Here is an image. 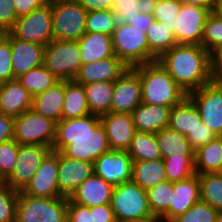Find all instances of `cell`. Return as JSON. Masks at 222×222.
<instances>
[{
	"label": "cell",
	"instance_id": "1",
	"mask_svg": "<svg viewBox=\"0 0 222 222\" xmlns=\"http://www.w3.org/2000/svg\"><path fill=\"white\" fill-rule=\"evenodd\" d=\"M52 150L61 151L72 159L93 163L111 149L100 117L89 114L57 122Z\"/></svg>",
	"mask_w": 222,
	"mask_h": 222
},
{
	"label": "cell",
	"instance_id": "2",
	"mask_svg": "<svg viewBox=\"0 0 222 222\" xmlns=\"http://www.w3.org/2000/svg\"><path fill=\"white\" fill-rule=\"evenodd\" d=\"M157 62L187 95L215 79L210 53L201 45L177 44L164 52Z\"/></svg>",
	"mask_w": 222,
	"mask_h": 222
},
{
	"label": "cell",
	"instance_id": "3",
	"mask_svg": "<svg viewBox=\"0 0 222 222\" xmlns=\"http://www.w3.org/2000/svg\"><path fill=\"white\" fill-rule=\"evenodd\" d=\"M132 69L140 78L144 104L172 108L188 96L157 61L138 65Z\"/></svg>",
	"mask_w": 222,
	"mask_h": 222
},
{
	"label": "cell",
	"instance_id": "4",
	"mask_svg": "<svg viewBox=\"0 0 222 222\" xmlns=\"http://www.w3.org/2000/svg\"><path fill=\"white\" fill-rule=\"evenodd\" d=\"M111 37L114 55L128 68L157 61L149 50L146 33L141 29L118 22Z\"/></svg>",
	"mask_w": 222,
	"mask_h": 222
},
{
	"label": "cell",
	"instance_id": "5",
	"mask_svg": "<svg viewBox=\"0 0 222 222\" xmlns=\"http://www.w3.org/2000/svg\"><path fill=\"white\" fill-rule=\"evenodd\" d=\"M68 197L44 198L19 191L16 222H67Z\"/></svg>",
	"mask_w": 222,
	"mask_h": 222
},
{
	"label": "cell",
	"instance_id": "6",
	"mask_svg": "<svg viewBox=\"0 0 222 222\" xmlns=\"http://www.w3.org/2000/svg\"><path fill=\"white\" fill-rule=\"evenodd\" d=\"M53 40H79L86 33L87 11L76 0H49Z\"/></svg>",
	"mask_w": 222,
	"mask_h": 222
},
{
	"label": "cell",
	"instance_id": "7",
	"mask_svg": "<svg viewBox=\"0 0 222 222\" xmlns=\"http://www.w3.org/2000/svg\"><path fill=\"white\" fill-rule=\"evenodd\" d=\"M43 65L58 80H74L82 66L78 41H51L45 46Z\"/></svg>",
	"mask_w": 222,
	"mask_h": 222
},
{
	"label": "cell",
	"instance_id": "8",
	"mask_svg": "<svg viewBox=\"0 0 222 222\" xmlns=\"http://www.w3.org/2000/svg\"><path fill=\"white\" fill-rule=\"evenodd\" d=\"M110 205L117 222L154 217L146 191L133 181L114 186Z\"/></svg>",
	"mask_w": 222,
	"mask_h": 222
},
{
	"label": "cell",
	"instance_id": "9",
	"mask_svg": "<svg viewBox=\"0 0 222 222\" xmlns=\"http://www.w3.org/2000/svg\"><path fill=\"white\" fill-rule=\"evenodd\" d=\"M56 125L55 121L29 109L15 117L13 139L19 145H46L52 148Z\"/></svg>",
	"mask_w": 222,
	"mask_h": 222
},
{
	"label": "cell",
	"instance_id": "10",
	"mask_svg": "<svg viewBox=\"0 0 222 222\" xmlns=\"http://www.w3.org/2000/svg\"><path fill=\"white\" fill-rule=\"evenodd\" d=\"M8 32L20 40L47 46L53 41L51 2L19 17Z\"/></svg>",
	"mask_w": 222,
	"mask_h": 222
},
{
	"label": "cell",
	"instance_id": "11",
	"mask_svg": "<svg viewBox=\"0 0 222 222\" xmlns=\"http://www.w3.org/2000/svg\"><path fill=\"white\" fill-rule=\"evenodd\" d=\"M188 97L199 110L202 122L216 136H222V86L214 79Z\"/></svg>",
	"mask_w": 222,
	"mask_h": 222
},
{
	"label": "cell",
	"instance_id": "12",
	"mask_svg": "<svg viewBox=\"0 0 222 222\" xmlns=\"http://www.w3.org/2000/svg\"><path fill=\"white\" fill-rule=\"evenodd\" d=\"M51 151L52 148L46 145H19L16 164L3 183L14 190L22 191Z\"/></svg>",
	"mask_w": 222,
	"mask_h": 222
},
{
	"label": "cell",
	"instance_id": "13",
	"mask_svg": "<svg viewBox=\"0 0 222 222\" xmlns=\"http://www.w3.org/2000/svg\"><path fill=\"white\" fill-rule=\"evenodd\" d=\"M209 13L207 8L183 3L177 13L173 32L177 44L201 45L204 23Z\"/></svg>",
	"mask_w": 222,
	"mask_h": 222
},
{
	"label": "cell",
	"instance_id": "14",
	"mask_svg": "<svg viewBox=\"0 0 222 222\" xmlns=\"http://www.w3.org/2000/svg\"><path fill=\"white\" fill-rule=\"evenodd\" d=\"M133 160L127 150H110L94 162V174L113 186L131 181Z\"/></svg>",
	"mask_w": 222,
	"mask_h": 222
},
{
	"label": "cell",
	"instance_id": "15",
	"mask_svg": "<svg viewBox=\"0 0 222 222\" xmlns=\"http://www.w3.org/2000/svg\"><path fill=\"white\" fill-rule=\"evenodd\" d=\"M35 197H62L58 185V151H51L38 167L33 178L21 191Z\"/></svg>",
	"mask_w": 222,
	"mask_h": 222
},
{
	"label": "cell",
	"instance_id": "16",
	"mask_svg": "<svg viewBox=\"0 0 222 222\" xmlns=\"http://www.w3.org/2000/svg\"><path fill=\"white\" fill-rule=\"evenodd\" d=\"M141 102L140 78L132 68H129L114 82L111 112L131 114Z\"/></svg>",
	"mask_w": 222,
	"mask_h": 222
},
{
	"label": "cell",
	"instance_id": "17",
	"mask_svg": "<svg viewBox=\"0 0 222 222\" xmlns=\"http://www.w3.org/2000/svg\"><path fill=\"white\" fill-rule=\"evenodd\" d=\"M93 173V163L69 158L58 151V185L64 197L69 198Z\"/></svg>",
	"mask_w": 222,
	"mask_h": 222
},
{
	"label": "cell",
	"instance_id": "18",
	"mask_svg": "<svg viewBox=\"0 0 222 222\" xmlns=\"http://www.w3.org/2000/svg\"><path fill=\"white\" fill-rule=\"evenodd\" d=\"M199 201L200 180L199 174H195L190 178L173 183L169 209L159 219L172 222Z\"/></svg>",
	"mask_w": 222,
	"mask_h": 222
},
{
	"label": "cell",
	"instance_id": "19",
	"mask_svg": "<svg viewBox=\"0 0 222 222\" xmlns=\"http://www.w3.org/2000/svg\"><path fill=\"white\" fill-rule=\"evenodd\" d=\"M103 125L111 150H127L136 132L132 114L113 113L102 115Z\"/></svg>",
	"mask_w": 222,
	"mask_h": 222
},
{
	"label": "cell",
	"instance_id": "20",
	"mask_svg": "<svg viewBox=\"0 0 222 222\" xmlns=\"http://www.w3.org/2000/svg\"><path fill=\"white\" fill-rule=\"evenodd\" d=\"M14 79L43 65L45 46L13 37L9 33Z\"/></svg>",
	"mask_w": 222,
	"mask_h": 222
},
{
	"label": "cell",
	"instance_id": "21",
	"mask_svg": "<svg viewBox=\"0 0 222 222\" xmlns=\"http://www.w3.org/2000/svg\"><path fill=\"white\" fill-rule=\"evenodd\" d=\"M129 68L115 55L89 64H83L76 78L82 85L91 82H115Z\"/></svg>",
	"mask_w": 222,
	"mask_h": 222
},
{
	"label": "cell",
	"instance_id": "22",
	"mask_svg": "<svg viewBox=\"0 0 222 222\" xmlns=\"http://www.w3.org/2000/svg\"><path fill=\"white\" fill-rule=\"evenodd\" d=\"M113 189L112 184L93 173L72 193L69 199L88 207L110 204Z\"/></svg>",
	"mask_w": 222,
	"mask_h": 222
},
{
	"label": "cell",
	"instance_id": "23",
	"mask_svg": "<svg viewBox=\"0 0 222 222\" xmlns=\"http://www.w3.org/2000/svg\"><path fill=\"white\" fill-rule=\"evenodd\" d=\"M31 108L32 96L17 79L0 83L1 114L16 117Z\"/></svg>",
	"mask_w": 222,
	"mask_h": 222
},
{
	"label": "cell",
	"instance_id": "24",
	"mask_svg": "<svg viewBox=\"0 0 222 222\" xmlns=\"http://www.w3.org/2000/svg\"><path fill=\"white\" fill-rule=\"evenodd\" d=\"M64 97L65 80H59L45 92L32 97L31 109L57 123L62 120Z\"/></svg>",
	"mask_w": 222,
	"mask_h": 222
},
{
	"label": "cell",
	"instance_id": "25",
	"mask_svg": "<svg viewBox=\"0 0 222 222\" xmlns=\"http://www.w3.org/2000/svg\"><path fill=\"white\" fill-rule=\"evenodd\" d=\"M170 110V107L163 105H148L141 102L131 113L136 131L156 134L168 127Z\"/></svg>",
	"mask_w": 222,
	"mask_h": 222
},
{
	"label": "cell",
	"instance_id": "26",
	"mask_svg": "<svg viewBox=\"0 0 222 222\" xmlns=\"http://www.w3.org/2000/svg\"><path fill=\"white\" fill-rule=\"evenodd\" d=\"M78 44L82 65L114 56L111 36L86 32L78 40Z\"/></svg>",
	"mask_w": 222,
	"mask_h": 222
},
{
	"label": "cell",
	"instance_id": "27",
	"mask_svg": "<svg viewBox=\"0 0 222 222\" xmlns=\"http://www.w3.org/2000/svg\"><path fill=\"white\" fill-rule=\"evenodd\" d=\"M201 123L199 110L188 96L170 110L168 127L173 131L187 136Z\"/></svg>",
	"mask_w": 222,
	"mask_h": 222
},
{
	"label": "cell",
	"instance_id": "28",
	"mask_svg": "<svg viewBox=\"0 0 222 222\" xmlns=\"http://www.w3.org/2000/svg\"><path fill=\"white\" fill-rule=\"evenodd\" d=\"M131 181L145 191L167 181L163 159L133 161Z\"/></svg>",
	"mask_w": 222,
	"mask_h": 222
},
{
	"label": "cell",
	"instance_id": "29",
	"mask_svg": "<svg viewBox=\"0 0 222 222\" xmlns=\"http://www.w3.org/2000/svg\"><path fill=\"white\" fill-rule=\"evenodd\" d=\"M196 174L215 173L222 170V136H216L194 152Z\"/></svg>",
	"mask_w": 222,
	"mask_h": 222
},
{
	"label": "cell",
	"instance_id": "30",
	"mask_svg": "<svg viewBox=\"0 0 222 222\" xmlns=\"http://www.w3.org/2000/svg\"><path fill=\"white\" fill-rule=\"evenodd\" d=\"M83 87L91 114L101 117L111 112L114 82H91Z\"/></svg>",
	"mask_w": 222,
	"mask_h": 222
},
{
	"label": "cell",
	"instance_id": "31",
	"mask_svg": "<svg viewBox=\"0 0 222 222\" xmlns=\"http://www.w3.org/2000/svg\"><path fill=\"white\" fill-rule=\"evenodd\" d=\"M155 135L163 158L194 156L195 151L185 135L169 127L159 130Z\"/></svg>",
	"mask_w": 222,
	"mask_h": 222
},
{
	"label": "cell",
	"instance_id": "32",
	"mask_svg": "<svg viewBox=\"0 0 222 222\" xmlns=\"http://www.w3.org/2000/svg\"><path fill=\"white\" fill-rule=\"evenodd\" d=\"M89 114L91 113L83 85L75 80H65L62 119L80 118Z\"/></svg>",
	"mask_w": 222,
	"mask_h": 222
},
{
	"label": "cell",
	"instance_id": "33",
	"mask_svg": "<svg viewBox=\"0 0 222 222\" xmlns=\"http://www.w3.org/2000/svg\"><path fill=\"white\" fill-rule=\"evenodd\" d=\"M127 152L133 161L163 158L156 141V135L149 132L136 131Z\"/></svg>",
	"mask_w": 222,
	"mask_h": 222
},
{
	"label": "cell",
	"instance_id": "34",
	"mask_svg": "<svg viewBox=\"0 0 222 222\" xmlns=\"http://www.w3.org/2000/svg\"><path fill=\"white\" fill-rule=\"evenodd\" d=\"M150 52L158 59L164 52L177 45L171 27L154 21L146 31Z\"/></svg>",
	"mask_w": 222,
	"mask_h": 222
},
{
	"label": "cell",
	"instance_id": "35",
	"mask_svg": "<svg viewBox=\"0 0 222 222\" xmlns=\"http://www.w3.org/2000/svg\"><path fill=\"white\" fill-rule=\"evenodd\" d=\"M16 79L32 97L45 92L59 81L44 65L31 69Z\"/></svg>",
	"mask_w": 222,
	"mask_h": 222
},
{
	"label": "cell",
	"instance_id": "36",
	"mask_svg": "<svg viewBox=\"0 0 222 222\" xmlns=\"http://www.w3.org/2000/svg\"><path fill=\"white\" fill-rule=\"evenodd\" d=\"M200 200L222 213V174H199Z\"/></svg>",
	"mask_w": 222,
	"mask_h": 222
},
{
	"label": "cell",
	"instance_id": "37",
	"mask_svg": "<svg viewBox=\"0 0 222 222\" xmlns=\"http://www.w3.org/2000/svg\"><path fill=\"white\" fill-rule=\"evenodd\" d=\"M146 193L152 215L160 218L169 209L173 194V183L167 180L150 188Z\"/></svg>",
	"mask_w": 222,
	"mask_h": 222
},
{
	"label": "cell",
	"instance_id": "38",
	"mask_svg": "<svg viewBox=\"0 0 222 222\" xmlns=\"http://www.w3.org/2000/svg\"><path fill=\"white\" fill-rule=\"evenodd\" d=\"M165 164L166 178L175 183L196 174L194 156L162 158Z\"/></svg>",
	"mask_w": 222,
	"mask_h": 222
},
{
	"label": "cell",
	"instance_id": "39",
	"mask_svg": "<svg viewBox=\"0 0 222 222\" xmlns=\"http://www.w3.org/2000/svg\"><path fill=\"white\" fill-rule=\"evenodd\" d=\"M118 22L119 21L113 10H97L87 12L86 32L102 33L112 36Z\"/></svg>",
	"mask_w": 222,
	"mask_h": 222
},
{
	"label": "cell",
	"instance_id": "40",
	"mask_svg": "<svg viewBox=\"0 0 222 222\" xmlns=\"http://www.w3.org/2000/svg\"><path fill=\"white\" fill-rule=\"evenodd\" d=\"M222 44V18L213 10L204 23L201 46L211 53Z\"/></svg>",
	"mask_w": 222,
	"mask_h": 222
},
{
	"label": "cell",
	"instance_id": "41",
	"mask_svg": "<svg viewBox=\"0 0 222 222\" xmlns=\"http://www.w3.org/2000/svg\"><path fill=\"white\" fill-rule=\"evenodd\" d=\"M19 191L0 182V222H16V205Z\"/></svg>",
	"mask_w": 222,
	"mask_h": 222
},
{
	"label": "cell",
	"instance_id": "42",
	"mask_svg": "<svg viewBox=\"0 0 222 222\" xmlns=\"http://www.w3.org/2000/svg\"><path fill=\"white\" fill-rule=\"evenodd\" d=\"M219 214L216 209L200 200L172 222H216Z\"/></svg>",
	"mask_w": 222,
	"mask_h": 222
},
{
	"label": "cell",
	"instance_id": "43",
	"mask_svg": "<svg viewBox=\"0 0 222 222\" xmlns=\"http://www.w3.org/2000/svg\"><path fill=\"white\" fill-rule=\"evenodd\" d=\"M183 2L181 0H160L156 2L153 10L154 21L162 22L171 27V32L175 30V19L180 11Z\"/></svg>",
	"mask_w": 222,
	"mask_h": 222
},
{
	"label": "cell",
	"instance_id": "44",
	"mask_svg": "<svg viewBox=\"0 0 222 222\" xmlns=\"http://www.w3.org/2000/svg\"><path fill=\"white\" fill-rule=\"evenodd\" d=\"M18 152L19 144L14 139L0 144V182L11 174Z\"/></svg>",
	"mask_w": 222,
	"mask_h": 222
},
{
	"label": "cell",
	"instance_id": "45",
	"mask_svg": "<svg viewBox=\"0 0 222 222\" xmlns=\"http://www.w3.org/2000/svg\"><path fill=\"white\" fill-rule=\"evenodd\" d=\"M9 32L0 33V83L13 80Z\"/></svg>",
	"mask_w": 222,
	"mask_h": 222
},
{
	"label": "cell",
	"instance_id": "46",
	"mask_svg": "<svg viewBox=\"0 0 222 222\" xmlns=\"http://www.w3.org/2000/svg\"><path fill=\"white\" fill-rule=\"evenodd\" d=\"M139 0H113V12L119 22L126 23L139 13Z\"/></svg>",
	"mask_w": 222,
	"mask_h": 222
},
{
	"label": "cell",
	"instance_id": "47",
	"mask_svg": "<svg viewBox=\"0 0 222 222\" xmlns=\"http://www.w3.org/2000/svg\"><path fill=\"white\" fill-rule=\"evenodd\" d=\"M17 19L13 0H0V33L8 32Z\"/></svg>",
	"mask_w": 222,
	"mask_h": 222
},
{
	"label": "cell",
	"instance_id": "48",
	"mask_svg": "<svg viewBox=\"0 0 222 222\" xmlns=\"http://www.w3.org/2000/svg\"><path fill=\"white\" fill-rule=\"evenodd\" d=\"M67 222H93L90 207L78 204L68 198Z\"/></svg>",
	"mask_w": 222,
	"mask_h": 222
},
{
	"label": "cell",
	"instance_id": "49",
	"mask_svg": "<svg viewBox=\"0 0 222 222\" xmlns=\"http://www.w3.org/2000/svg\"><path fill=\"white\" fill-rule=\"evenodd\" d=\"M187 139L195 151L199 147L213 140L216 135L202 122L193 132H190Z\"/></svg>",
	"mask_w": 222,
	"mask_h": 222
},
{
	"label": "cell",
	"instance_id": "50",
	"mask_svg": "<svg viewBox=\"0 0 222 222\" xmlns=\"http://www.w3.org/2000/svg\"><path fill=\"white\" fill-rule=\"evenodd\" d=\"M49 0H13L17 17L28 15L31 11L43 7Z\"/></svg>",
	"mask_w": 222,
	"mask_h": 222
},
{
	"label": "cell",
	"instance_id": "51",
	"mask_svg": "<svg viewBox=\"0 0 222 222\" xmlns=\"http://www.w3.org/2000/svg\"><path fill=\"white\" fill-rule=\"evenodd\" d=\"M93 222H117L110 204L90 207Z\"/></svg>",
	"mask_w": 222,
	"mask_h": 222
},
{
	"label": "cell",
	"instance_id": "52",
	"mask_svg": "<svg viewBox=\"0 0 222 222\" xmlns=\"http://www.w3.org/2000/svg\"><path fill=\"white\" fill-rule=\"evenodd\" d=\"M15 117L0 114V144L13 140V127Z\"/></svg>",
	"mask_w": 222,
	"mask_h": 222
},
{
	"label": "cell",
	"instance_id": "53",
	"mask_svg": "<svg viewBox=\"0 0 222 222\" xmlns=\"http://www.w3.org/2000/svg\"><path fill=\"white\" fill-rule=\"evenodd\" d=\"M87 12L113 10V0H76Z\"/></svg>",
	"mask_w": 222,
	"mask_h": 222
},
{
	"label": "cell",
	"instance_id": "54",
	"mask_svg": "<svg viewBox=\"0 0 222 222\" xmlns=\"http://www.w3.org/2000/svg\"><path fill=\"white\" fill-rule=\"evenodd\" d=\"M154 22L152 15L139 12L133 18L129 19L126 24H130L135 28L141 29V32L146 33L149 26Z\"/></svg>",
	"mask_w": 222,
	"mask_h": 222
},
{
	"label": "cell",
	"instance_id": "55",
	"mask_svg": "<svg viewBox=\"0 0 222 222\" xmlns=\"http://www.w3.org/2000/svg\"><path fill=\"white\" fill-rule=\"evenodd\" d=\"M210 58L212 74L216 78L222 72V44L210 53Z\"/></svg>",
	"mask_w": 222,
	"mask_h": 222
},
{
	"label": "cell",
	"instance_id": "56",
	"mask_svg": "<svg viewBox=\"0 0 222 222\" xmlns=\"http://www.w3.org/2000/svg\"><path fill=\"white\" fill-rule=\"evenodd\" d=\"M184 4L207 8L210 12L215 9L218 0H181Z\"/></svg>",
	"mask_w": 222,
	"mask_h": 222
},
{
	"label": "cell",
	"instance_id": "57",
	"mask_svg": "<svg viewBox=\"0 0 222 222\" xmlns=\"http://www.w3.org/2000/svg\"><path fill=\"white\" fill-rule=\"evenodd\" d=\"M156 2L157 0H139L137 4L139 12L152 15Z\"/></svg>",
	"mask_w": 222,
	"mask_h": 222
},
{
	"label": "cell",
	"instance_id": "58",
	"mask_svg": "<svg viewBox=\"0 0 222 222\" xmlns=\"http://www.w3.org/2000/svg\"><path fill=\"white\" fill-rule=\"evenodd\" d=\"M159 218L157 217H150V218H144L141 220H130V221H126V222H156Z\"/></svg>",
	"mask_w": 222,
	"mask_h": 222
},
{
	"label": "cell",
	"instance_id": "59",
	"mask_svg": "<svg viewBox=\"0 0 222 222\" xmlns=\"http://www.w3.org/2000/svg\"><path fill=\"white\" fill-rule=\"evenodd\" d=\"M214 11L222 18V0H218Z\"/></svg>",
	"mask_w": 222,
	"mask_h": 222
},
{
	"label": "cell",
	"instance_id": "60",
	"mask_svg": "<svg viewBox=\"0 0 222 222\" xmlns=\"http://www.w3.org/2000/svg\"><path fill=\"white\" fill-rule=\"evenodd\" d=\"M215 80L222 86V72L215 78Z\"/></svg>",
	"mask_w": 222,
	"mask_h": 222
},
{
	"label": "cell",
	"instance_id": "61",
	"mask_svg": "<svg viewBox=\"0 0 222 222\" xmlns=\"http://www.w3.org/2000/svg\"><path fill=\"white\" fill-rule=\"evenodd\" d=\"M216 222H222V213L219 214V216L217 217Z\"/></svg>",
	"mask_w": 222,
	"mask_h": 222
},
{
	"label": "cell",
	"instance_id": "62",
	"mask_svg": "<svg viewBox=\"0 0 222 222\" xmlns=\"http://www.w3.org/2000/svg\"><path fill=\"white\" fill-rule=\"evenodd\" d=\"M156 222H168V221H165V220H162V219H158Z\"/></svg>",
	"mask_w": 222,
	"mask_h": 222
}]
</instances>
